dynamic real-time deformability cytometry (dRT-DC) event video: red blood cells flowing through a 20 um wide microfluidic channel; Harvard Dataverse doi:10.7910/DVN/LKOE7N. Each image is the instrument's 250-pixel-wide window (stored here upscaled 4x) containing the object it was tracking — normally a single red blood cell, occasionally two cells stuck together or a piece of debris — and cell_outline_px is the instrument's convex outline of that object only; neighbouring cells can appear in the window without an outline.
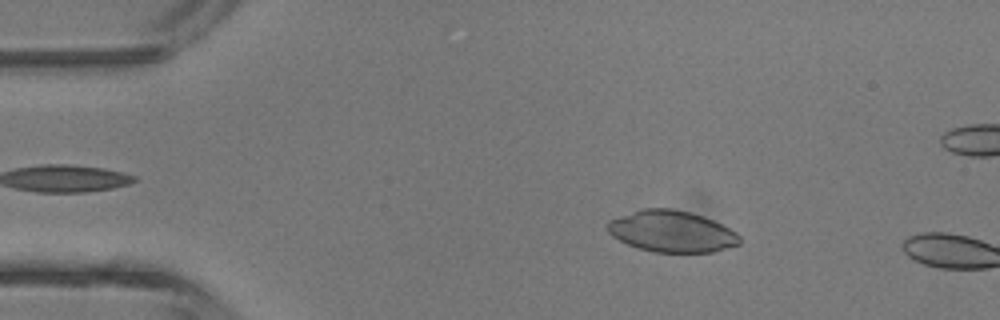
{"species": "common noctule bat (a hibernating species)", "species_latin": "Nyctalus noctula", "temperature_condition": "room temperature", "stored_images_in_passage": 3, "camera_frame_rate_fps": 3000, "um_per_image_px": 0.085, "animal": {"sex": "male", "body_mass_g": 13.3}, "frame": {"image": 1, "passage_image": 2, "time_ms": 1.333, "image_size_px": [1000, 320], "cell_outline_px": [[740, 244], [712, 252], [652, 252], [628, 244], [612, 236], [608, 232], [608, 220], [640, 208], [672, 208], [692, 212], [704, 216], [736, 232], [740, 236]], "centroid_in_image_um": [57.08, 19.65], "position_along_channel_um": 27.9, "area_um2": 31.91}}